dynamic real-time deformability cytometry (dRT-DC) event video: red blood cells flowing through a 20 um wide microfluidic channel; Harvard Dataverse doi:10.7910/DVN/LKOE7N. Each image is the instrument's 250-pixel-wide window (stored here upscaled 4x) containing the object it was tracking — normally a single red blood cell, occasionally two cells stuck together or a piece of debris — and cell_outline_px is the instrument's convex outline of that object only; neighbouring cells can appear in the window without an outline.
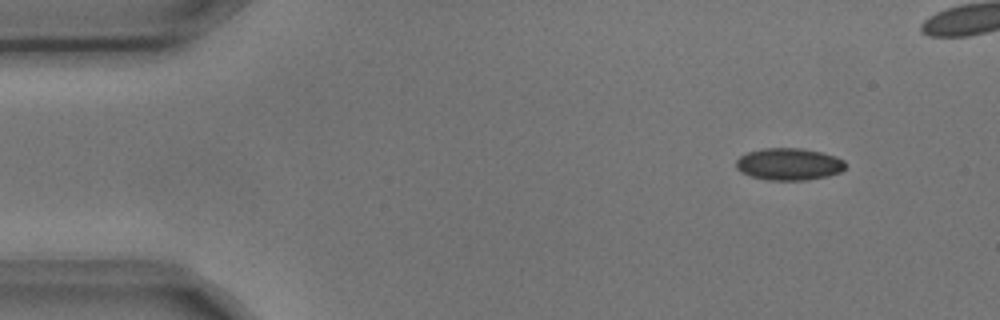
{"species": "common noctule bat (a hibernating species)", "species_latin": "Nyctalus noctula", "temperature_condition": "cold", "stored_images_in_passage": 5, "camera_frame_rate_fps": 3000, "um_per_image_px": 0.085, "animal": {"sex": "male", "body_mass_g": 17.9, "forearm_length_mm": 54.2}, "frame": {"image": 1, "passage_image": 1, "time_ms": 0.0, "image_size_px": [1000, 320], "cell_outline_px": [[844, 168], [840, 172], [828, 176], [804, 180], [768, 180], [752, 176], [740, 172], [736, 168], [736, 160], [740, 156], [748, 152], [764, 148], [800, 148], [820, 152], [836, 156], [844, 160]], "centroid_in_image_um": [67.04, 13.95], "position_along_channel_um": 18.0, "area_um2": 20.35}}